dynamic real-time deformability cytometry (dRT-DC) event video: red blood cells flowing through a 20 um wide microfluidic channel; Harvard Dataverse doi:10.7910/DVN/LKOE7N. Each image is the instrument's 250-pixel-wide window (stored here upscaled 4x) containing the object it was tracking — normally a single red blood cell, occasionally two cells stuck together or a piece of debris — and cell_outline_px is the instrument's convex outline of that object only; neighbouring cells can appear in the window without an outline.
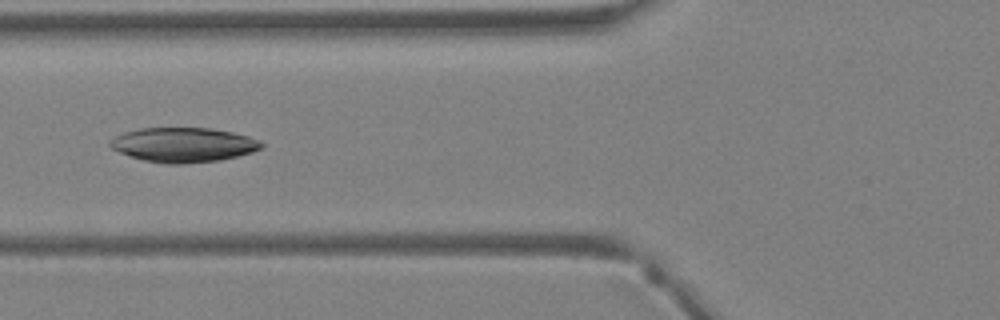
{"species": "Egyptian fruit bat (a non-hibernating species)", "species_latin": "Rousettus aegyptiacus", "temperature_condition": "warm", "stored_images_in_passage": 38, "camera_frame_rate_fps": 3000, "um_per_image_px": 0.085, "animal": {"sex": "female"}, "frame": {"image": 1, "passage_image": 14, "time_ms": 4.333, "image_size_px": [1000, 320], "cell_outline_px": [[264, 148], [252, 152], [220, 160], [184, 164], [164, 164], [144, 160], [128, 156], [112, 148], [108, 144], [108, 140], [124, 132], [140, 128], [208, 128], [232, 132], [248, 136], [260, 140], [264, 144]], "centroid_in_image_um": [15.59, 12.31], "position_along_channel_um": 110.2, "area_um2": 30.63}}
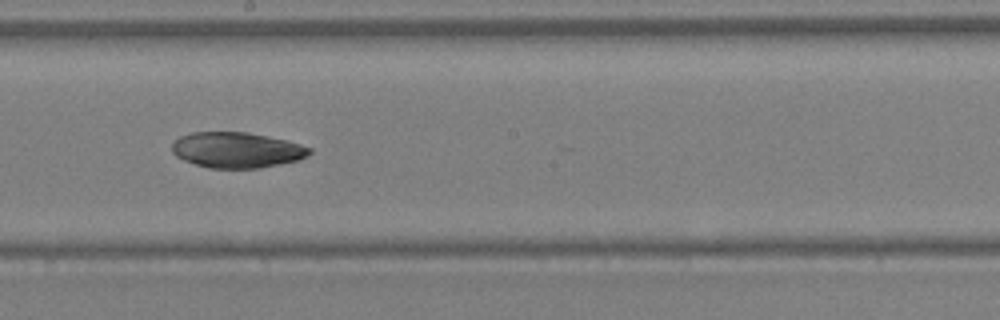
{"frame": {"image": 2, "passage_image": 21, "time_ms": 6.667, "image_size_px": [1000, 320], "cell_outline_px": [[312, 152], [308, 156], [300, 160], [260, 168], [208, 168], [184, 160], [176, 156], [172, 152], [172, 144], [180, 136], [192, 132], [248, 132], [288, 140], [312, 148]], "centroid_in_image_um": [20.16, 12.75], "position_along_channel_um": 228.0, "area_um2": 28.73}}
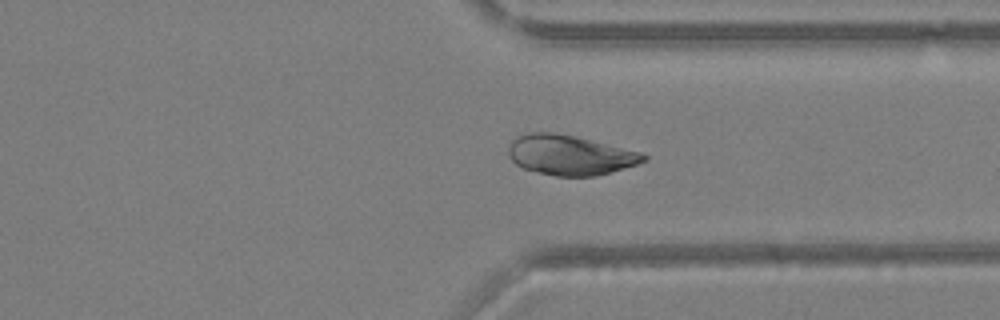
{"frame": {"image": 3, "passage_image": 29, "time_ms": 9.333, "image_size_px": [1000, 320], "cell_outline_px": [[648, 160], [636, 164], [596, 176], [556, 176], [524, 168], [516, 164], [508, 156], [508, 148], [512, 140], [516, 136], [528, 132], [556, 132], [576, 136], [640, 152], [648, 156]], "centroid_in_image_um": [48.42, 13.16], "position_along_channel_um": 363.0, "area_um2": 31.33}}